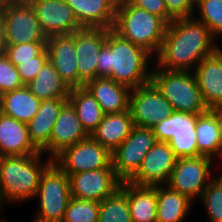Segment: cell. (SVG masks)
<instances>
[{
	"instance_id": "d6986e66",
	"label": "cell",
	"mask_w": 222,
	"mask_h": 222,
	"mask_svg": "<svg viewBox=\"0 0 222 222\" xmlns=\"http://www.w3.org/2000/svg\"><path fill=\"white\" fill-rule=\"evenodd\" d=\"M89 137L90 135L77 118L76 111L72 105L67 102L60 110L58 118L54 123L50 137V145L44 152L49 151L51 154L50 157L54 159L65 148L73 146L77 142Z\"/></svg>"
},
{
	"instance_id": "484cf974",
	"label": "cell",
	"mask_w": 222,
	"mask_h": 222,
	"mask_svg": "<svg viewBox=\"0 0 222 222\" xmlns=\"http://www.w3.org/2000/svg\"><path fill=\"white\" fill-rule=\"evenodd\" d=\"M120 188L128 195L132 222H156V186H137L122 182Z\"/></svg>"
},
{
	"instance_id": "f35d334b",
	"label": "cell",
	"mask_w": 222,
	"mask_h": 222,
	"mask_svg": "<svg viewBox=\"0 0 222 222\" xmlns=\"http://www.w3.org/2000/svg\"><path fill=\"white\" fill-rule=\"evenodd\" d=\"M130 4L162 18L167 24L173 19L169 16L164 0H127Z\"/></svg>"
},
{
	"instance_id": "7402d4cb",
	"label": "cell",
	"mask_w": 222,
	"mask_h": 222,
	"mask_svg": "<svg viewBox=\"0 0 222 222\" xmlns=\"http://www.w3.org/2000/svg\"><path fill=\"white\" fill-rule=\"evenodd\" d=\"M39 152L30 140L28 125L0 112V157Z\"/></svg>"
},
{
	"instance_id": "d6a6232c",
	"label": "cell",
	"mask_w": 222,
	"mask_h": 222,
	"mask_svg": "<svg viewBox=\"0 0 222 222\" xmlns=\"http://www.w3.org/2000/svg\"><path fill=\"white\" fill-rule=\"evenodd\" d=\"M210 222H222V174L211 179L201 195Z\"/></svg>"
},
{
	"instance_id": "5bb4252c",
	"label": "cell",
	"mask_w": 222,
	"mask_h": 222,
	"mask_svg": "<svg viewBox=\"0 0 222 222\" xmlns=\"http://www.w3.org/2000/svg\"><path fill=\"white\" fill-rule=\"evenodd\" d=\"M177 157L168 142H156L142 160L138 172L128 181L137 186L167 184Z\"/></svg>"
},
{
	"instance_id": "ba28073f",
	"label": "cell",
	"mask_w": 222,
	"mask_h": 222,
	"mask_svg": "<svg viewBox=\"0 0 222 222\" xmlns=\"http://www.w3.org/2000/svg\"><path fill=\"white\" fill-rule=\"evenodd\" d=\"M197 115L175 111L152 127L158 142H168L177 158L198 157Z\"/></svg>"
},
{
	"instance_id": "5b68a950",
	"label": "cell",
	"mask_w": 222,
	"mask_h": 222,
	"mask_svg": "<svg viewBox=\"0 0 222 222\" xmlns=\"http://www.w3.org/2000/svg\"><path fill=\"white\" fill-rule=\"evenodd\" d=\"M150 82L177 112L200 115L208 111L195 75L189 71H151Z\"/></svg>"
},
{
	"instance_id": "9a60e30c",
	"label": "cell",
	"mask_w": 222,
	"mask_h": 222,
	"mask_svg": "<svg viewBox=\"0 0 222 222\" xmlns=\"http://www.w3.org/2000/svg\"><path fill=\"white\" fill-rule=\"evenodd\" d=\"M46 37L70 35L82 29L65 0H27Z\"/></svg>"
},
{
	"instance_id": "4316f807",
	"label": "cell",
	"mask_w": 222,
	"mask_h": 222,
	"mask_svg": "<svg viewBox=\"0 0 222 222\" xmlns=\"http://www.w3.org/2000/svg\"><path fill=\"white\" fill-rule=\"evenodd\" d=\"M41 101L25 85L0 97V112L28 124L36 115Z\"/></svg>"
},
{
	"instance_id": "6da1fadb",
	"label": "cell",
	"mask_w": 222,
	"mask_h": 222,
	"mask_svg": "<svg viewBox=\"0 0 222 222\" xmlns=\"http://www.w3.org/2000/svg\"><path fill=\"white\" fill-rule=\"evenodd\" d=\"M194 18L177 19L167 24L162 47L156 55L159 69L189 71L193 63L197 66L218 49L208 27Z\"/></svg>"
},
{
	"instance_id": "52a82bcc",
	"label": "cell",
	"mask_w": 222,
	"mask_h": 222,
	"mask_svg": "<svg viewBox=\"0 0 222 222\" xmlns=\"http://www.w3.org/2000/svg\"><path fill=\"white\" fill-rule=\"evenodd\" d=\"M0 9L5 22L7 45L47 42L33 6L27 0H1Z\"/></svg>"
},
{
	"instance_id": "7c38bea8",
	"label": "cell",
	"mask_w": 222,
	"mask_h": 222,
	"mask_svg": "<svg viewBox=\"0 0 222 222\" xmlns=\"http://www.w3.org/2000/svg\"><path fill=\"white\" fill-rule=\"evenodd\" d=\"M129 110L134 126L152 128L175 110L151 83L131 89Z\"/></svg>"
},
{
	"instance_id": "277c9868",
	"label": "cell",
	"mask_w": 222,
	"mask_h": 222,
	"mask_svg": "<svg viewBox=\"0 0 222 222\" xmlns=\"http://www.w3.org/2000/svg\"><path fill=\"white\" fill-rule=\"evenodd\" d=\"M166 28L167 23L157 15L138 8L127 0H118L112 29L151 55H158Z\"/></svg>"
},
{
	"instance_id": "8992f818",
	"label": "cell",
	"mask_w": 222,
	"mask_h": 222,
	"mask_svg": "<svg viewBox=\"0 0 222 222\" xmlns=\"http://www.w3.org/2000/svg\"><path fill=\"white\" fill-rule=\"evenodd\" d=\"M40 211L33 222H62L71 199L69 176L53 161L42 173L37 194Z\"/></svg>"
},
{
	"instance_id": "cb8c5ba5",
	"label": "cell",
	"mask_w": 222,
	"mask_h": 222,
	"mask_svg": "<svg viewBox=\"0 0 222 222\" xmlns=\"http://www.w3.org/2000/svg\"><path fill=\"white\" fill-rule=\"evenodd\" d=\"M133 127L130 110L105 114L91 137L112 153L130 135Z\"/></svg>"
},
{
	"instance_id": "d4e9b609",
	"label": "cell",
	"mask_w": 222,
	"mask_h": 222,
	"mask_svg": "<svg viewBox=\"0 0 222 222\" xmlns=\"http://www.w3.org/2000/svg\"><path fill=\"white\" fill-rule=\"evenodd\" d=\"M196 137L198 156L222 158V143L220 130V110H208L197 115Z\"/></svg>"
},
{
	"instance_id": "4fadbf2b",
	"label": "cell",
	"mask_w": 222,
	"mask_h": 222,
	"mask_svg": "<svg viewBox=\"0 0 222 222\" xmlns=\"http://www.w3.org/2000/svg\"><path fill=\"white\" fill-rule=\"evenodd\" d=\"M71 197L101 202L121 185L112 163L104 169L83 171L69 176Z\"/></svg>"
},
{
	"instance_id": "44dd1931",
	"label": "cell",
	"mask_w": 222,
	"mask_h": 222,
	"mask_svg": "<svg viewBox=\"0 0 222 222\" xmlns=\"http://www.w3.org/2000/svg\"><path fill=\"white\" fill-rule=\"evenodd\" d=\"M84 87L97 100L104 114L126 112L129 110L131 89L118 84L111 78L96 77Z\"/></svg>"
},
{
	"instance_id": "2e32d148",
	"label": "cell",
	"mask_w": 222,
	"mask_h": 222,
	"mask_svg": "<svg viewBox=\"0 0 222 222\" xmlns=\"http://www.w3.org/2000/svg\"><path fill=\"white\" fill-rule=\"evenodd\" d=\"M74 40L78 63V87H84L86 82L96 78V61L106 43V29L82 28L74 32Z\"/></svg>"
},
{
	"instance_id": "e575fe53",
	"label": "cell",
	"mask_w": 222,
	"mask_h": 222,
	"mask_svg": "<svg viewBox=\"0 0 222 222\" xmlns=\"http://www.w3.org/2000/svg\"><path fill=\"white\" fill-rule=\"evenodd\" d=\"M25 86L16 66L5 53L0 54V94Z\"/></svg>"
},
{
	"instance_id": "ac0fdd59",
	"label": "cell",
	"mask_w": 222,
	"mask_h": 222,
	"mask_svg": "<svg viewBox=\"0 0 222 222\" xmlns=\"http://www.w3.org/2000/svg\"><path fill=\"white\" fill-rule=\"evenodd\" d=\"M48 61L57 70L61 79L70 87H78L77 55L74 33L47 37Z\"/></svg>"
},
{
	"instance_id": "8d00e7d4",
	"label": "cell",
	"mask_w": 222,
	"mask_h": 222,
	"mask_svg": "<svg viewBox=\"0 0 222 222\" xmlns=\"http://www.w3.org/2000/svg\"><path fill=\"white\" fill-rule=\"evenodd\" d=\"M47 61L48 52L45 49L39 56L34 57V60L11 62L16 66L23 84L27 85L36 78L37 73Z\"/></svg>"
},
{
	"instance_id": "8fae6325",
	"label": "cell",
	"mask_w": 222,
	"mask_h": 222,
	"mask_svg": "<svg viewBox=\"0 0 222 222\" xmlns=\"http://www.w3.org/2000/svg\"><path fill=\"white\" fill-rule=\"evenodd\" d=\"M213 160L206 156L177 158L166 185L190 200L201 197L210 182Z\"/></svg>"
},
{
	"instance_id": "1f68e13d",
	"label": "cell",
	"mask_w": 222,
	"mask_h": 222,
	"mask_svg": "<svg viewBox=\"0 0 222 222\" xmlns=\"http://www.w3.org/2000/svg\"><path fill=\"white\" fill-rule=\"evenodd\" d=\"M100 202L71 197L62 222H98Z\"/></svg>"
},
{
	"instance_id": "3957f363",
	"label": "cell",
	"mask_w": 222,
	"mask_h": 222,
	"mask_svg": "<svg viewBox=\"0 0 222 222\" xmlns=\"http://www.w3.org/2000/svg\"><path fill=\"white\" fill-rule=\"evenodd\" d=\"M42 152L25 156L0 157V199L26 201L37 194L42 173L53 162L50 157L41 164Z\"/></svg>"
},
{
	"instance_id": "603a6c76",
	"label": "cell",
	"mask_w": 222,
	"mask_h": 222,
	"mask_svg": "<svg viewBox=\"0 0 222 222\" xmlns=\"http://www.w3.org/2000/svg\"><path fill=\"white\" fill-rule=\"evenodd\" d=\"M68 98L41 101L36 115L27 124L32 144L42 153L50 145L53 126Z\"/></svg>"
},
{
	"instance_id": "9c48e42d",
	"label": "cell",
	"mask_w": 222,
	"mask_h": 222,
	"mask_svg": "<svg viewBox=\"0 0 222 222\" xmlns=\"http://www.w3.org/2000/svg\"><path fill=\"white\" fill-rule=\"evenodd\" d=\"M156 142L152 128H132L130 135L111 153L112 166L121 182H128L138 172L143 158Z\"/></svg>"
},
{
	"instance_id": "f1b7e54d",
	"label": "cell",
	"mask_w": 222,
	"mask_h": 222,
	"mask_svg": "<svg viewBox=\"0 0 222 222\" xmlns=\"http://www.w3.org/2000/svg\"><path fill=\"white\" fill-rule=\"evenodd\" d=\"M26 86L40 101L69 98L71 89L49 61Z\"/></svg>"
},
{
	"instance_id": "83f0119b",
	"label": "cell",
	"mask_w": 222,
	"mask_h": 222,
	"mask_svg": "<svg viewBox=\"0 0 222 222\" xmlns=\"http://www.w3.org/2000/svg\"><path fill=\"white\" fill-rule=\"evenodd\" d=\"M163 186H156V222H183L192 205V200L168 185Z\"/></svg>"
},
{
	"instance_id": "60d3db41",
	"label": "cell",
	"mask_w": 222,
	"mask_h": 222,
	"mask_svg": "<svg viewBox=\"0 0 222 222\" xmlns=\"http://www.w3.org/2000/svg\"><path fill=\"white\" fill-rule=\"evenodd\" d=\"M220 130H221V143H222V109H220Z\"/></svg>"
},
{
	"instance_id": "ffe728a7",
	"label": "cell",
	"mask_w": 222,
	"mask_h": 222,
	"mask_svg": "<svg viewBox=\"0 0 222 222\" xmlns=\"http://www.w3.org/2000/svg\"><path fill=\"white\" fill-rule=\"evenodd\" d=\"M65 1L82 28H113L118 0Z\"/></svg>"
},
{
	"instance_id": "f546056e",
	"label": "cell",
	"mask_w": 222,
	"mask_h": 222,
	"mask_svg": "<svg viewBox=\"0 0 222 222\" xmlns=\"http://www.w3.org/2000/svg\"><path fill=\"white\" fill-rule=\"evenodd\" d=\"M68 102L76 111L77 118L86 132L91 136L105 115L97 100L85 87H77L70 89Z\"/></svg>"
},
{
	"instance_id": "30bf717a",
	"label": "cell",
	"mask_w": 222,
	"mask_h": 222,
	"mask_svg": "<svg viewBox=\"0 0 222 222\" xmlns=\"http://www.w3.org/2000/svg\"><path fill=\"white\" fill-rule=\"evenodd\" d=\"M53 161L68 175L107 168L111 152L91 136L65 148Z\"/></svg>"
},
{
	"instance_id": "b9f144b4",
	"label": "cell",
	"mask_w": 222,
	"mask_h": 222,
	"mask_svg": "<svg viewBox=\"0 0 222 222\" xmlns=\"http://www.w3.org/2000/svg\"><path fill=\"white\" fill-rule=\"evenodd\" d=\"M2 201H1V199H0V210H1V206H2ZM0 222H2V221H0ZM4 222V221H3Z\"/></svg>"
},
{
	"instance_id": "ab89813d",
	"label": "cell",
	"mask_w": 222,
	"mask_h": 222,
	"mask_svg": "<svg viewBox=\"0 0 222 222\" xmlns=\"http://www.w3.org/2000/svg\"><path fill=\"white\" fill-rule=\"evenodd\" d=\"M6 46L7 42H6L5 22L3 20L0 9V54L5 52Z\"/></svg>"
},
{
	"instance_id": "74e56055",
	"label": "cell",
	"mask_w": 222,
	"mask_h": 222,
	"mask_svg": "<svg viewBox=\"0 0 222 222\" xmlns=\"http://www.w3.org/2000/svg\"><path fill=\"white\" fill-rule=\"evenodd\" d=\"M168 14L173 20L190 18L194 15L196 0H164ZM195 8V9H194Z\"/></svg>"
},
{
	"instance_id": "4dcf8cb0",
	"label": "cell",
	"mask_w": 222,
	"mask_h": 222,
	"mask_svg": "<svg viewBox=\"0 0 222 222\" xmlns=\"http://www.w3.org/2000/svg\"><path fill=\"white\" fill-rule=\"evenodd\" d=\"M98 222H132L128 195L120 187L100 202Z\"/></svg>"
},
{
	"instance_id": "e0dca14e",
	"label": "cell",
	"mask_w": 222,
	"mask_h": 222,
	"mask_svg": "<svg viewBox=\"0 0 222 222\" xmlns=\"http://www.w3.org/2000/svg\"><path fill=\"white\" fill-rule=\"evenodd\" d=\"M194 75L208 110L222 109V49L202 59Z\"/></svg>"
},
{
	"instance_id": "d590c367",
	"label": "cell",
	"mask_w": 222,
	"mask_h": 222,
	"mask_svg": "<svg viewBox=\"0 0 222 222\" xmlns=\"http://www.w3.org/2000/svg\"><path fill=\"white\" fill-rule=\"evenodd\" d=\"M46 49V42H30L18 45H7L5 54L10 61L34 60Z\"/></svg>"
},
{
	"instance_id": "7a4b0ae2",
	"label": "cell",
	"mask_w": 222,
	"mask_h": 222,
	"mask_svg": "<svg viewBox=\"0 0 222 222\" xmlns=\"http://www.w3.org/2000/svg\"><path fill=\"white\" fill-rule=\"evenodd\" d=\"M151 54L144 48L121 37L113 29H106V43L96 61V77L111 78L118 84L135 89L150 82L146 71Z\"/></svg>"
},
{
	"instance_id": "836d02e7",
	"label": "cell",
	"mask_w": 222,
	"mask_h": 222,
	"mask_svg": "<svg viewBox=\"0 0 222 222\" xmlns=\"http://www.w3.org/2000/svg\"><path fill=\"white\" fill-rule=\"evenodd\" d=\"M195 7L203 22L214 37L222 34V0H196Z\"/></svg>"
}]
</instances>
